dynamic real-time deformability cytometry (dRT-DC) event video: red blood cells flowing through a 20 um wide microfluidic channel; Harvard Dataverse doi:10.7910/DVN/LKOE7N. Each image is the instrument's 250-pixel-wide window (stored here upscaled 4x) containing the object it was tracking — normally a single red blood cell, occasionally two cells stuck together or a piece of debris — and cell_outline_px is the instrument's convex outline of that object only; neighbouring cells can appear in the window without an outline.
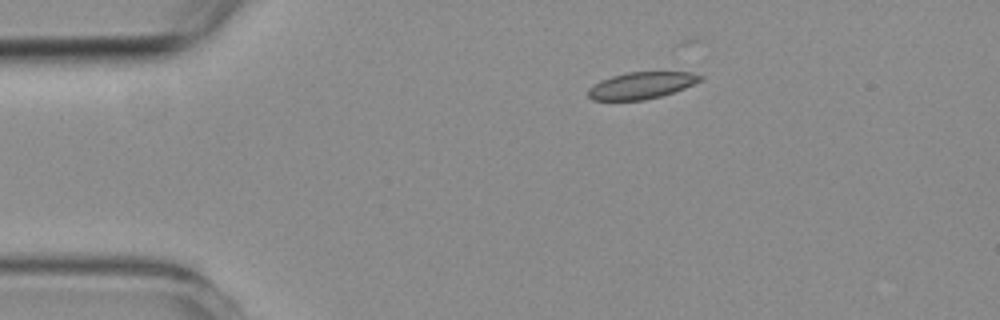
{"species": "common noctule bat (a hibernating species)", "species_latin": "Nyctalus noctula", "temperature_condition": "room temperature", "stored_images_in_passage": 4, "camera_frame_rate_fps": 3000, "um_per_image_px": 0.085, "animal": {"sex": "female", "body_mass_g": 19.3, "forearm_length_mm": 54.1}, "frame": {"image": 1, "passage_image": 2, "time_ms": 2.0, "image_size_px": [1000, 320], "cell_outline_px": [[704, 80], [684, 88], [660, 96], [644, 100], [592, 100], [588, 96], [588, 88], [600, 80], [612, 76], [628, 72], [692, 72], [704, 76]], "centroid_in_image_um": [54.54, 7.25], "position_along_channel_um": 30.5, "area_um2": 17.51}}
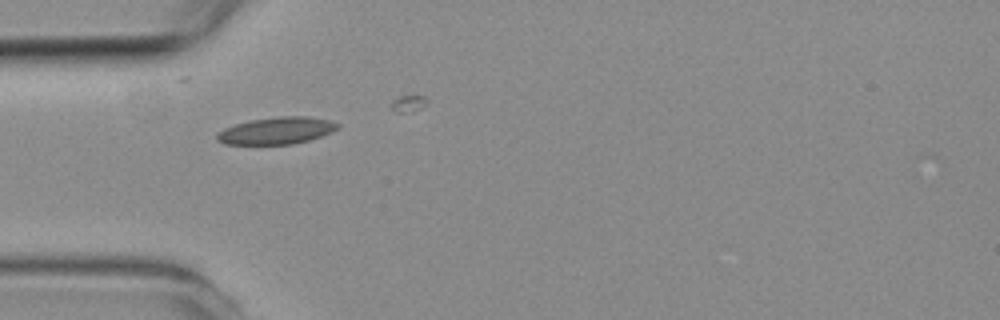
{"frame": {"image": 2, "passage_image": 3, "time_ms": 4.0, "image_size_px": [1000, 320], "cell_outline_px": [[340, 128], [332, 132], [308, 140], [292, 144], [224, 144], [216, 140], [216, 136], [224, 128], [236, 124], [252, 120], [280, 116], [308, 116], [328, 120], [340, 124]], "centroid_in_image_um": [23.53, 11.1], "position_along_channel_um": 61.5, "area_um2": 18.84}}